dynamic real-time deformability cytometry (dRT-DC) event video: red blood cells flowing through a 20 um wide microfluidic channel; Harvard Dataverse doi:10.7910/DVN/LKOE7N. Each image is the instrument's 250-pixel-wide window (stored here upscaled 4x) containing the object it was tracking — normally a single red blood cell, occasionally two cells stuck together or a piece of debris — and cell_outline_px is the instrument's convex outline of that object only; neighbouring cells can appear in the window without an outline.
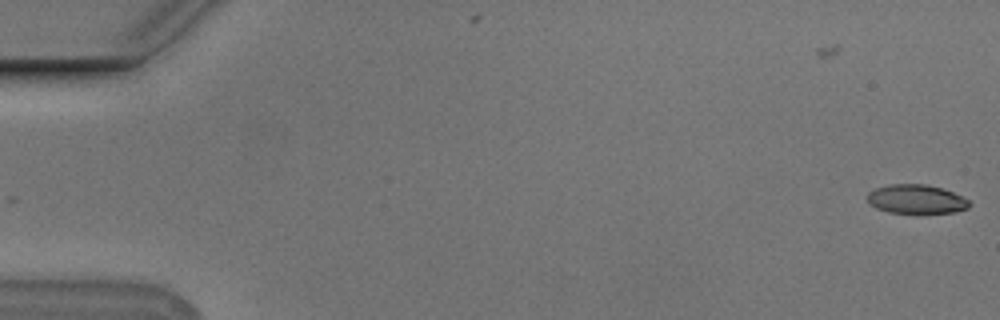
{"species": "Egyptian fruit bat (a non-hibernating species)", "species_latin": "Rousettus aegyptiacus", "temperature_condition": "cold", "stored_images_in_passage": 53, "camera_frame_rate_fps": 3000, "um_per_image_px": 0.085, "animal": {"sex": "male"}, "frame": {"image": 1, "passage_image": 1, "time_ms": 0.0, "image_size_px": [1000, 320], "cell_outline_px": [[972, 204], [968, 208], [952, 212], [888, 212], [876, 208], [868, 200], [868, 192], [876, 188], [888, 184], [928, 184], [952, 192], [968, 200]], "centroid_in_image_um": [77.87, 16.91], "position_along_channel_um": 7.1, "area_um2": 16.88}}
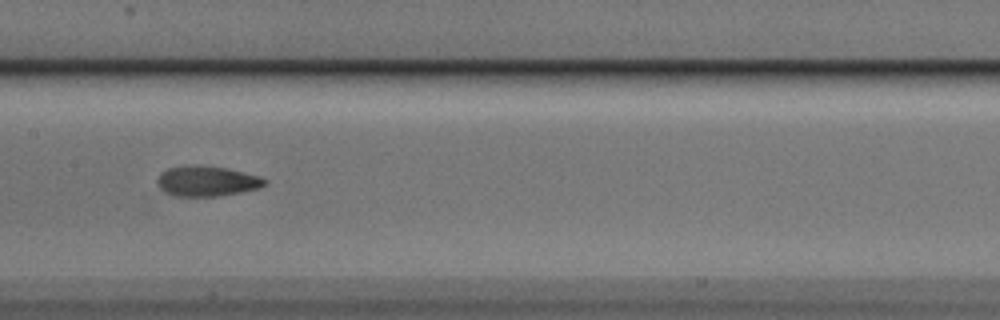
{"frame": {"image": 2, "passage_image": 28, "time_ms": 9.0, "image_size_px": [1000, 320], "cell_outline_px": [[268, 180], [260, 188], [240, 192], [216, 196], [176, 196], [164, 192], [156, 184], [156, 180], [160, 172], [168, 168], [196, 164], [200, 164], [228, 168], [260, 176]], "centroid_in_image_um": [17.56, 15.38], "position_along_channel_um": 189.8, "area_um2": 19.19}}
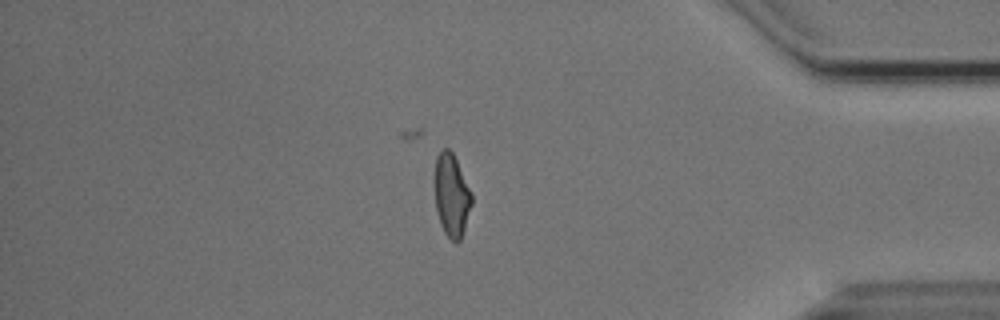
{"frame": {"image": 3, "passage_image": 47, "time_ms": 15.333, "image_size_px": [1000, 320], "cell_outline_px": [[472, 204], [460, 240], [456, 244], [444, 232], [440, 224], [436, 208], [432, 180], [436, 156], [444, 148], [448, 148], [452, 152], [472, 192]], "centroid_in_image_um": [38.34, 16.57], "position_along_channel_um": 396.9, "area_um2": 18.21}, "authors_computed_cell_mechanics": {"area_um2": 18.496, "velocity_mm_per_s": 3.7535, "shape_relaxation_time_tau1_ms": 8.2148, "shape_relaxation_time_tau2_ms": 2.7198, "deformation_change_tau1": 0.1987, "deformation_change_tau2": 0.097}}